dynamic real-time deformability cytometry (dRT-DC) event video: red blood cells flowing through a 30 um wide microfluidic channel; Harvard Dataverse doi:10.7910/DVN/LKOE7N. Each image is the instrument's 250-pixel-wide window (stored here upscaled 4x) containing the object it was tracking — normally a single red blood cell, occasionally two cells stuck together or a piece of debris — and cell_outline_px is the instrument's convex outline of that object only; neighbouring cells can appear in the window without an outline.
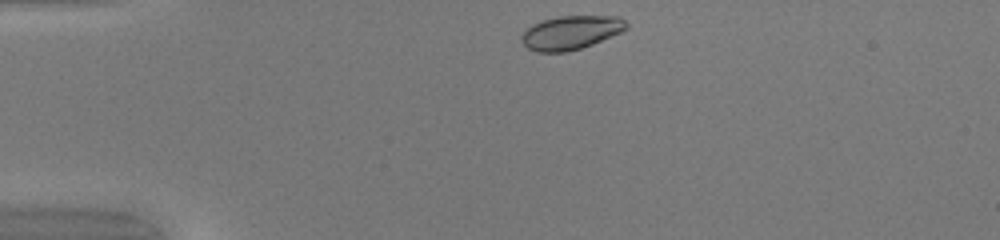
{"species": "common noctule bat (a hibernating species)", "species_latin": "Nyctalus noctula", "temperature_condition": "warm", "stored_images_in_passage": 40, "camera_frame_rate_fps": 3000, "um_per_image_px": 0.085, "animal": {"sex": "female", "body_mass_g": 20.0, "forearm_length_mm": 54.0}, "frame": {"image": 1, "passage_image": 1, "time_ms": 0.0, "image_size_px": [1000, 240], "cell_outline_px": [[628, 28], [620, 32], [592, 44], [580, 48], [564, 52], [536, 52], [528, 48], [520, 40], [520, 36], [532, 24], [544, 20], [560, 16], [620, 16], [628, 24]], "centroid_in_image_um": [48.52, 2.76], "position_along_channel_um": 36.5, "area_um2": 20.46}}
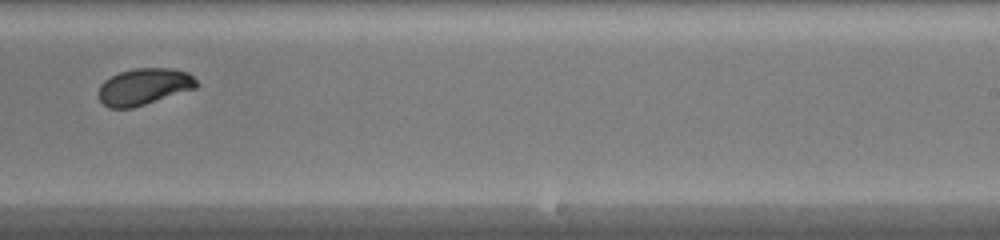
{"frame": {"image": 2, "passage_image": 22, "time_ms": 7.0, "image_size_px": [1000, 240], "cell_outline_px": [[200, 84], [196, 88], [132, 108], [108, 108], [100, 100], [96, 92], [100, 84], [104, 80], [120, 72], [132, 68], [172, 68], [188, 72]], "centroid_in_image_um": [12.22, 7.36], "position_along_channel_um": 276.8, "area_um2": 21.04}}
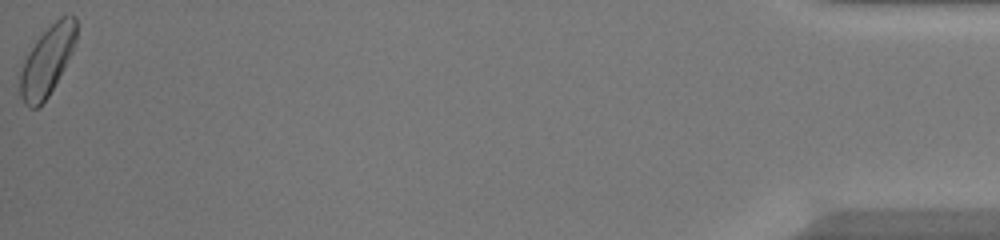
{"frame": {"image": 3, "passage_image": 40, "time_ms": 13.0, "image_size_px": [1000, 240], "cell_outline_px": [[76, 40], [68, 60], [48, 96], [36, 108], [28, 108], [24, 104], [20, 96], [20, 72], [24, 60], [28, 52], [36, 40], [60, 16], [76, 16]], "centroid_in_image_um": [3.99, 5.18], "position_along_channel_um": 431.2, "area_um2": 22.31}, "authors_computed_cell_mechanics": {"area_um2": 21.0681, "velocity_mm_per_s": 4.1344, "shape_relaxation_time_tau1_ms": 2.3603, "shape_relaxation_time_tau2_ms": null, "deformation_change_tau1": 0.1006, "deformation_change_tau2": null}}